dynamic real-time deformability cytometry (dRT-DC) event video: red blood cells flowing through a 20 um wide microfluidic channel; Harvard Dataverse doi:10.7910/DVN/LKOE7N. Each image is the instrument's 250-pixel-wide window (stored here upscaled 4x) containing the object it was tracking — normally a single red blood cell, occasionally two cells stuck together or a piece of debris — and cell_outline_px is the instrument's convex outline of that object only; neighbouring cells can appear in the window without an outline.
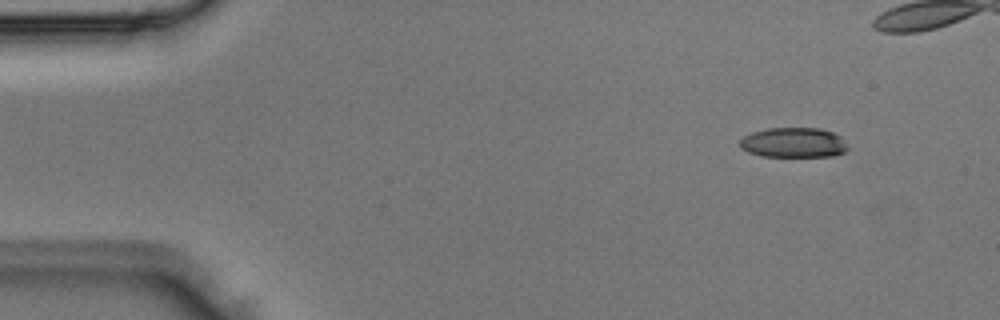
{"species": "Egyptian fruit bat (a non-hibernating species)", "species_latin": "Rousettus aegyptiacus", "temperature_condition": "room temperature", "stored_images_in_passage": 4, "camera_frame_rate_fps": 3000, "um_per_image_px": 0.085, "animal": {"sex": "male"}, "frame": {"image": 1, "passage_image": 1, "time_ms": 0.0, "image_size_px": [1000, 320], "cell_outline_px": [[848, 148], [844, 152], [832, 156], [760, 156], [748, 152], [740, 148], [740, 140], [744, 136], [752, 132], [768, 128], [820, 128], [832, 132], [840, 136], [844, 140]], "centroid_in_image_um": [67.44, 12.12], "position_along_channel_um": 17.6, "area_um2": 18.84}}